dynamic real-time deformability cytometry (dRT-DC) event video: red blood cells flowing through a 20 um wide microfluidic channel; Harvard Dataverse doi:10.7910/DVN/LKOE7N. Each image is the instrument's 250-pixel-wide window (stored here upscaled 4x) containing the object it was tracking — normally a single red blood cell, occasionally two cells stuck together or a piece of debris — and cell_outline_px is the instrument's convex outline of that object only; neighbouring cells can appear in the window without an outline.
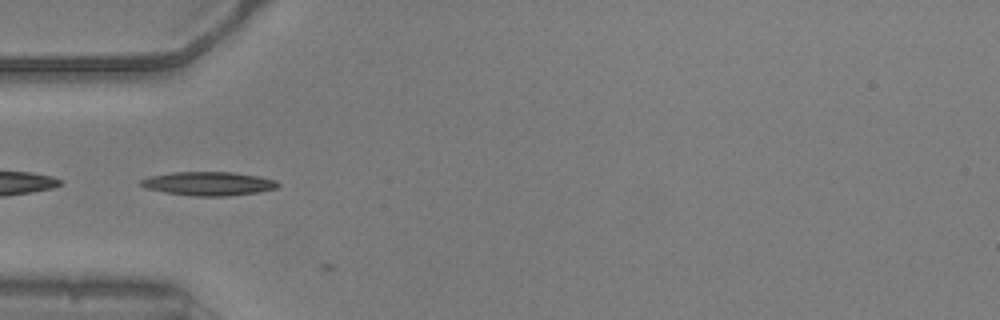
{"species": "common noctule bat (a hibernating species)", "species_latin": "Nyctalus noctula", "temperature_condition": "warm", "stored_images_in_passage": 3, "camera_frame_rate_fps": 3000, "um_per_image_px": 0.085, "animal": {"sex": "male", "body_mass_g": 20.5, "forearm_length_mm": 52.5}, "frame": {"image": 1, "passage_image": 2, "time_ms": 0.333, "image_size_px": [1000, 320], "cell_outline_px": [[280, 184], [276, 188], [256, 192], [228, 196], [192, 196], [164, 192], [148, 188], [136, 184], [140, 180], [148, 176], [172, 172], [232, 172], [260, 176], [276, 180]], "centroid_in_image_um": [17.69, 15.6], "position_along_channel_um": 67.3, "area_um2": 19.07}}